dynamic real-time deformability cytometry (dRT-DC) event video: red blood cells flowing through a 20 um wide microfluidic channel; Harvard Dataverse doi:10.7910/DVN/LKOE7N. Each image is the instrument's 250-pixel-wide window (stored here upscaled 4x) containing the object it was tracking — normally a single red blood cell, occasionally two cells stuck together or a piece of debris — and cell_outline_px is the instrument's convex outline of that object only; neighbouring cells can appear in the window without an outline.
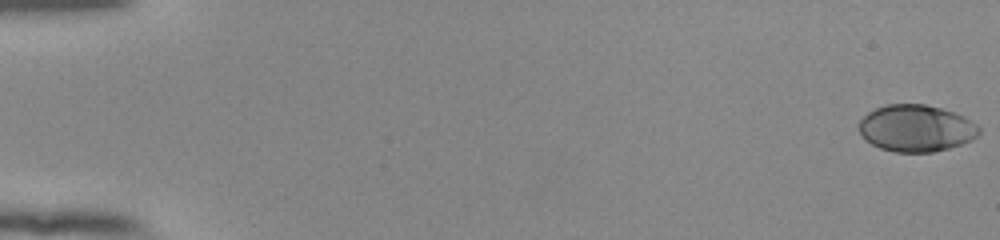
{"species": "human", "species_latin": "Homo sapiens", "temperature_condition": "room temperature", "stored_images_in_passage": 55, "camera_frame_rate_fps": 3000, "um_per_image_px": 0.085, "donor": {"sex": "female"}, "frame": {"image": 1, "passage_image": 1, "time_ms": 0.0, "image_size_px": [1000, 240], "cell_outline_px": [[980, 132], [972, 140], [948, 148], [932, 152], [896, 152], [880, 148], [872, 144], [860, 132], [856, 124], [868, 112], [884, 104], [924, 104], [940, 108], [964, 116], [976, 124], [980, 128]], "centroid_in_image_um": [77.85, 10.89], "position_along_channel_um": 7.1, "area_um2": 32.66}}
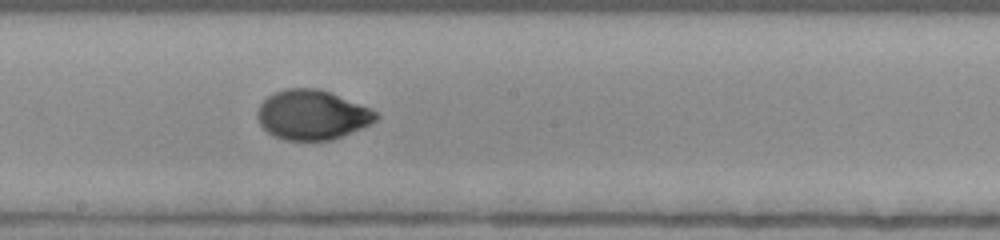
{"frame": {"image": 2, "passage_image": 32, "time_ms": 10.333, "image_size_px": [1000, 240], "cell_outline_px": [[380, 116], [376, 120], [360, 128], [332, 140], [284, 140], [268, 132], [260, 124], [256, 116], [256, 112], [260, 104], [272, 92], [284, 88], [320, 88], [380, 112]], "centroid_in_image_um": [26.51, 9.74], "position_along_channel_um": 221.7, "area_um2": 34.33}}
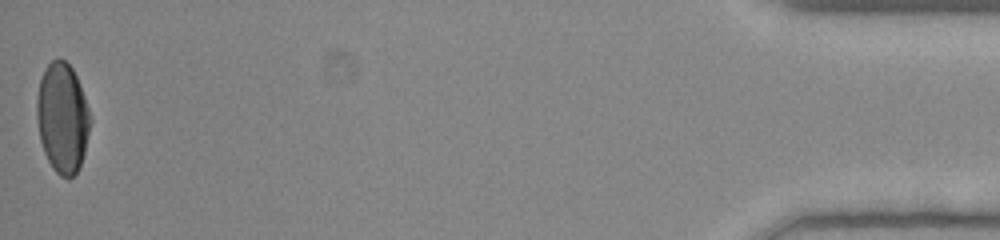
{"frame": {"image": 3, "passage_image": 55, "time_ms": 18.0, "image_size_px": [1000, 240], "cell_outline_px": [[92, 120], [84, 152], [80, 164], [76, 172], [68, 180], [60, 176], [52, 168], [44, 152], [40, 140], [36, 120], [36, 100], [40, 80], [44, 68], [52, 60], [60, 56], [72, 68], [80, 84]], "centroid_in_image_um": [5.29, 10.01], "position_along_channel_um": 429.9, "area_um2": 34.51}, "authors_computed_cell_mechanics": {"area_um2": 33.7552, "velocity_mm_per_s": 3.8603, "shape_relaxation_time_tau1_ms": 4.4649, "shape_relaxation_time_tau2_ms": null, "deformation_change_tau1": 0.183, "deformation_change_tau2": null}}